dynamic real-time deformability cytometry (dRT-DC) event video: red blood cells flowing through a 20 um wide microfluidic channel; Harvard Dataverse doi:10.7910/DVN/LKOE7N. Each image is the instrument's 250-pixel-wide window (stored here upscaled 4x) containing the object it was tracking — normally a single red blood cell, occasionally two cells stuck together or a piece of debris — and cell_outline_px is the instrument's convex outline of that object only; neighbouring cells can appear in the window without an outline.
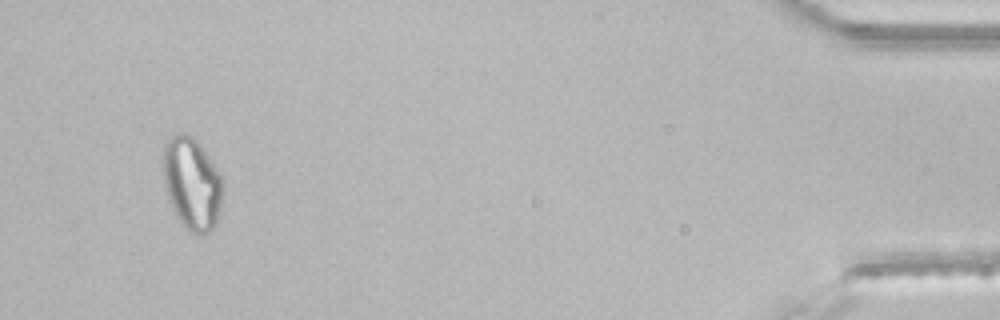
{"species": "common noctule bat (a hibernating species)", "species_latin": "Nyctalus noctula", "temperature_condition": "room temperature", "stored_images_in_passage": 33, "segment_of_instrument_passage": [2, 2], "camera_frame_rate_fps": 3000, "um_per_image_px": 0.085, "animal": {"sex": "male", "body_mass_g": 21.5, "forearm_length_mm": 52.0}, "frame": {"image": 1, "passage_image": 31, "time_ms": 10.0, "image_size_px": [1000, 320], "cell_outline_px": [[224, 192], [216, 224], [204, 236], [200, 236], [192, 232], [176, 216], [168, 200], [164, 184], [164, 144], [176, 132], [184, 132], [192, 136], [196, 140], [220, 172], [224, 184]], "centroid_in_image_um": [16.34, 15.6], "position_along_channel_um": 418.9, "area_um2": 32.25}}